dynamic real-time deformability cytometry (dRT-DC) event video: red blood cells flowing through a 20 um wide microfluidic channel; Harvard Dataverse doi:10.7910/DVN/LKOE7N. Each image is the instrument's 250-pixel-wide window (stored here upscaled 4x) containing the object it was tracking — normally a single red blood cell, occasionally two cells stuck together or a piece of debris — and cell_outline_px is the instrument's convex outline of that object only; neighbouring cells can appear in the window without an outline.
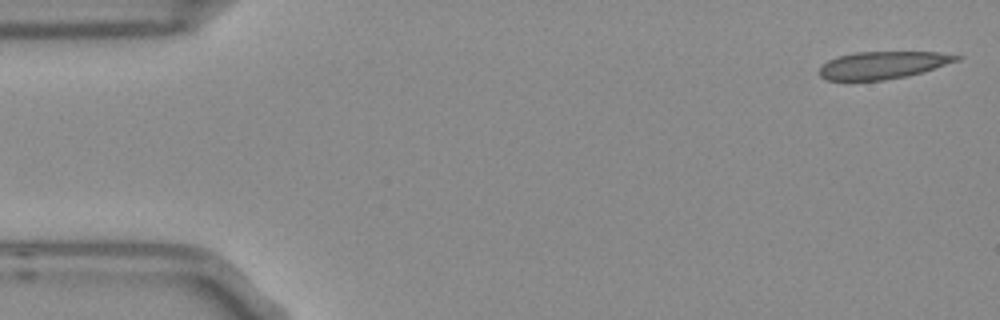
{"species": "Egyptian fruit bat (a non-hibernating species)", "species_latin": "Rousettus aegyptiacus", "temperature_condition": "room temperature", "stored_images_in_passage": 52, "camera_frame_rate_fps": 3000, "um_per_image_px": 0.085, "frame": {"image": 1, "passage_image": 1, "time_ms": 0.0, "image_size_px": [1000, 320], "cell_outline_px": [[964, 56], [960, 60], [908, 76], [880, 80], [828, 80], [820, 76], [820, 68], [828, 60], [836, 56], [856, 52], [936, 52]], "centroid_in_image_um": [75.05, 5.52], "position_along_channel_um": 10.0, "area_um2": 21.73}}
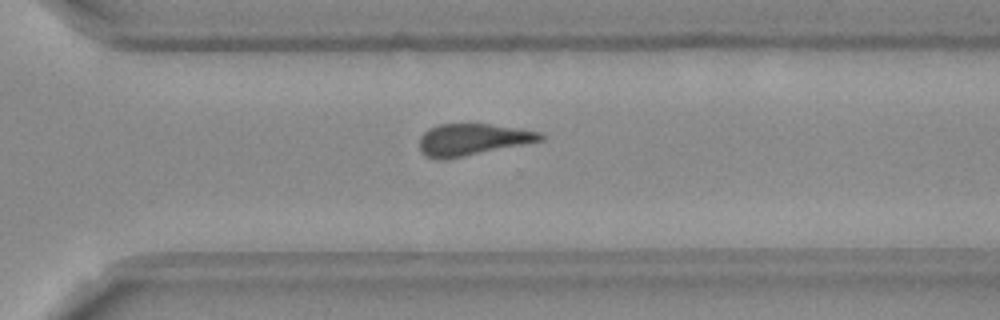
{"frame": {"image": 2, "passage_image": 36, "time_ms": 11.667, "image_size_px": [1000, 320], "cell_outline_px": [[544, 140], [444, 160], [436, 160], [424, 156], [420, 152], [420, 136], [428, 128], [436, 124], [492, 124], [540, 132], [544, 136]], "centroid_in_image_um": [40.1, 11.86], "position_along_channel_um": 330.5, "area_um2": 22.43}}
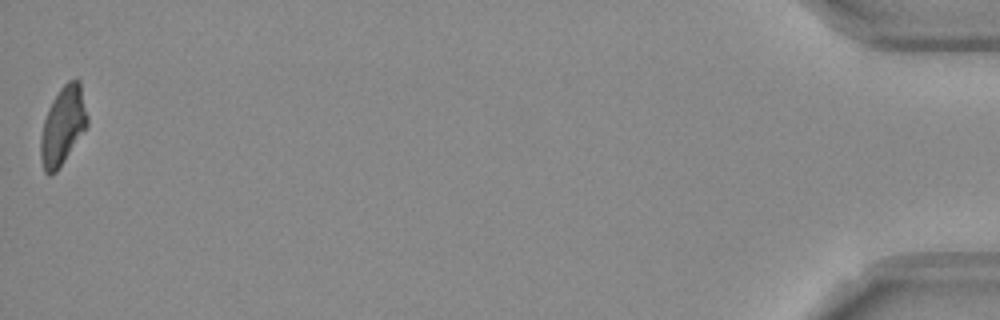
{"frame": {"image": 3, "passage_image": 52, "time_ms": 17.0, "image_size_px": [1000, 320], "cell_outline_px": [[88, 124], [56, 172], [48, 176], [44, 172], [40, 156], [40, 136], [44, 120], [48, 108], [52, 100], [60, 88], [68, 80], [80, 80], [88, 116]], "centroid_in_image_um": [5.33, 10.67], "position_along_channel_um": 429.9, "area_um2": 21.15}, "authors_computed_cell_mechanics": {"area_um2": 23.0911, "velocity_mm_per_s": 3.7778, "shape_relaxation_time_tau1_ms": null, "shape_relaxation_time_tau2_ms": 2.1612, "deformation_change_tau1": null, "deformation_change_tau2": 0.074}}